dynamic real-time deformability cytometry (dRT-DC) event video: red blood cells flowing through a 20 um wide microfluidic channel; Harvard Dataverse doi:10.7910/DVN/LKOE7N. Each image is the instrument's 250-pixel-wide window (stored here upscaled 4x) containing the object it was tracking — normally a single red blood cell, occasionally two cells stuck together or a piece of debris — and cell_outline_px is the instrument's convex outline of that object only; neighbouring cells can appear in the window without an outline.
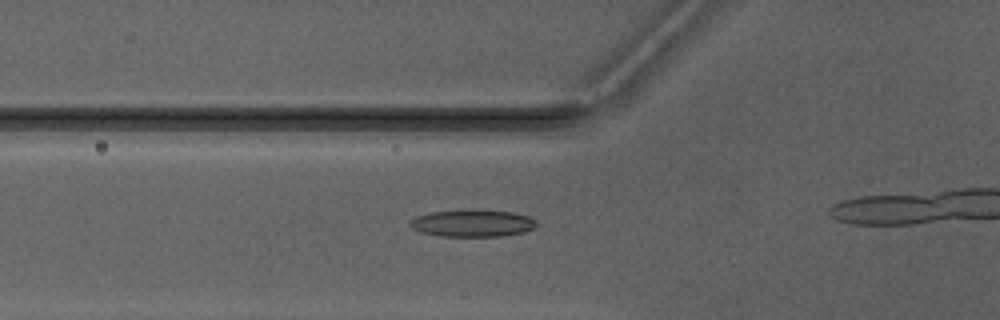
{"species": "Egyptian fruit bat (a non-hibernating species)", "species_latin": "Rousettus aegyptiacus", "temperature_condition": "warm", "stored_images_in_passage": 4, "camera_frame_rate_fps": 3000, "um_per_image_px": 0.085, "animal": {"sex": "male"}, "frame": {"image": 1, "passage_image": 4, "time_ms": 3.333, "image_size_px": [1000, 320], "cell_outline_px": [[536, 224], [532, 228], [524, 232], [500, 236], [440, 236], [420, 232], [412, 228], [408, 224], [416, 216], [428, 212], [460, 208], [476, 208], [512, 212], [528, 216], [536, 220]], "centroid_in_image_um": [40.11, 18.93], "position_along_channel_um": 85.7, "area_um2": 20.52}}